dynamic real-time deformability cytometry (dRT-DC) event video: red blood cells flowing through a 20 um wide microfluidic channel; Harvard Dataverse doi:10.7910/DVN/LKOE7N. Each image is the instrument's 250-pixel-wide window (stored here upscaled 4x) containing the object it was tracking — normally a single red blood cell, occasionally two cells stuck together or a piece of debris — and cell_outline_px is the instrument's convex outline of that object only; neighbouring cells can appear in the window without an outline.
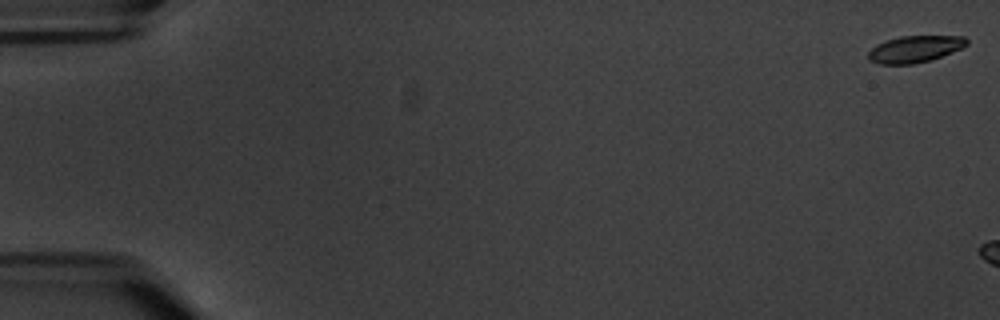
{"species": "common noctule bat (a hibernating species)", "species_latin": "Nyctalus noctula", "temperature_condition": "warm", "stored_images_in_passage": 4, "camera_frame_rate_fps": 3000, "um_per_image_px": 0.085, "animal": {"sex": "male", "body_mass_g": 20.1, "forearm_length_mm": 53.5}, "frame": {"image": 1, "passage_image": 1, "time_ms": 0.0, "image_size_px": [1000, 320], "cell_outline_px": [[968, 44], [960, 48], [940, 56], [928, 60], [912, 64], [880, 64], [868, 60], [868, 52], [872, 48], [888, 40], [900, 36], [964, 36], [968, 40]], "centroid_in_image_um": [77.75, 4.17], "position_along_channel_um": 7.3, "area_um2": 14.97}}